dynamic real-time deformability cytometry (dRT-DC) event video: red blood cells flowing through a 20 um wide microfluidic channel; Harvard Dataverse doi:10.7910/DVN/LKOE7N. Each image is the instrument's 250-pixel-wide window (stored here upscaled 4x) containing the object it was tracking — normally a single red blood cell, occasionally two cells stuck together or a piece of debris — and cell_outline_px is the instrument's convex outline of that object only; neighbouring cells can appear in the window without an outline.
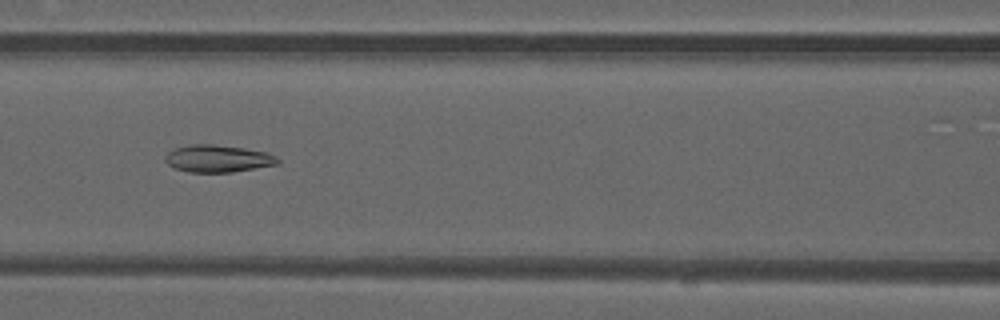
{"species": "common noctule bat (a hibernating species)", "species_latin": "Nyctalus noctula", "temperature_condition": "warm", "stored_images_in_passage": 49, "camera_frame_rate_fps": 3000, "um_per_image_px": 0.085, "animal": {"sex": "male", "forearm_length_mm": 52.5}, "frame": {"image": 1, "passage_image": 21, "time_ms": 6.667, "image_size_px": [1000, 320], "cell_outline_px": [[280, 164], [232, 172], [188, 172], [176, 168], [168, 164], [164, 160], [164, 156], [168, 152], [176, 148], [192, 144], [212, 144], [244, 148], [264, 152], [276, 156], [280, 160]], "centroid_in_image_um": [18.52, 13.48], "position_along_channel_um": 148.1, "area_um2": 17.8}}
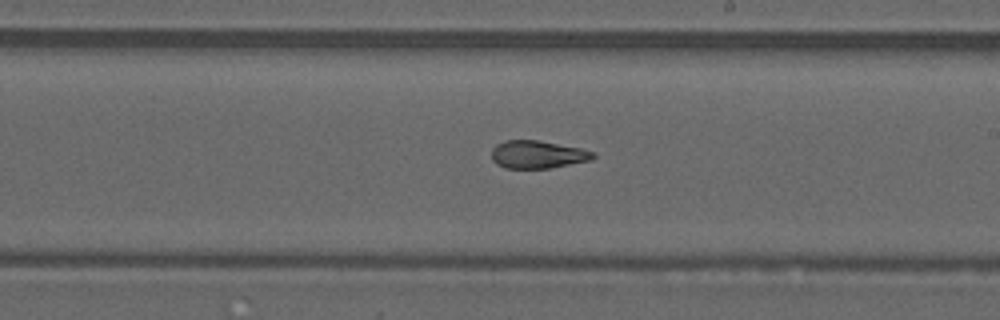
{"frame": {"image": 2, "passage_image": 28, "time_ms": 9.0, "image_size_px": [1000, 320], "cell_outline_px": [[596, 156], [592, 160], [548, 168], [504, 168], [496, 164], [492, 160], [492, 148], [496, 144], [504, 140], [536, 140], [580, 148], [596, 152]], "centroid_in_image_um": [45.68, 13.13], "position_along_channel_um": 243.3, "area_um2": 16.47}}
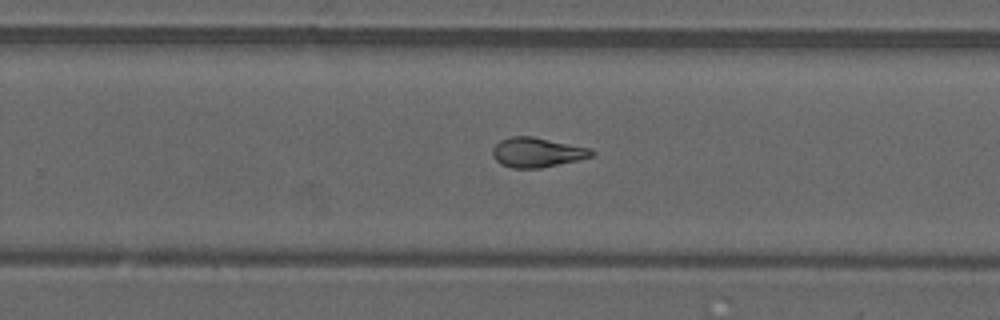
{"frame": {"image": 3, "passage_image": 31, "time_ms": 10.0, "image_size_px": [1000, 320], "cell_outline_px": [[596, 152], [592, 156], [580, 160], [540, 168], [512, 168], [500, 164], [492, 156], [492, 148], [500, 140], [512, 136], [532, 136], [592, 148]], "centroid_in_image_um": [45.66, 12.95], "position_along_channel_um": 284.1, "area_um2": 17.34}, "authors_computed_cell_mechanics": {"area_um2": 18.1492, "velocity_mm_per_s": 4.0984, "shape_relaxation_time_tau1_ms": null, "shape_relaxation_time_tau2_ms": 2.5669, "deformation_change_tau1": null, "deformation_change_tau2": 0.097}}